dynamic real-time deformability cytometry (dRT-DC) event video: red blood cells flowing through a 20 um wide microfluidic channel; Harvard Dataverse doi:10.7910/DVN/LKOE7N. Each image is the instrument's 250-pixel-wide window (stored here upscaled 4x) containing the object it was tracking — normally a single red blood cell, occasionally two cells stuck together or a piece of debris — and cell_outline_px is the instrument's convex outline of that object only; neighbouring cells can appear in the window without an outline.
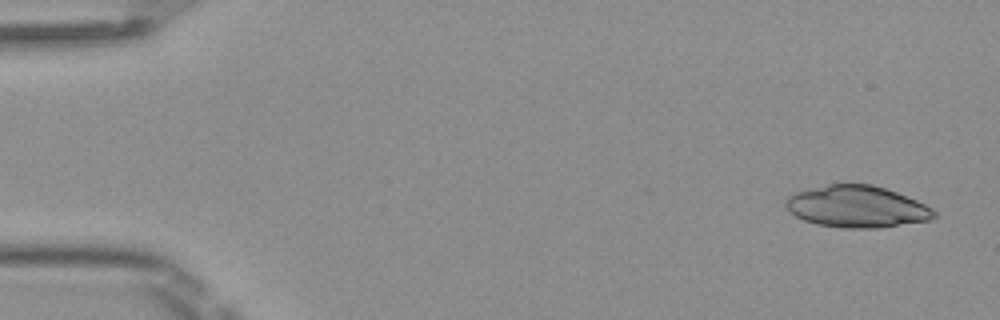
{"species": "Egyptian fruit bat (a non-hibernating species)", "species_latin": "Rousettus aegyptiacus", "temperature_condition": "room temperature", "stored_images_in_passage": 4, "camera_frame_rate_fps": 3000, "um_per_image_px": 0.085, "frame": {"image": 1, "passage_image": 1, "time_ms": 0.0, "image_size_px": [1000, 320], "cell_outline_px": [[936, 216], [928, 220], [880, 228], [844, 228], [816, 224], [804, 220], [788, 212], [784, 204], [784, 200], [788, 196], [796, 192], [828, 184], [872, 184], [896, 192], [916, 200], [932, 208], [936, 212]], "centroid_in_image_um": [72.8, 17.57], "position_along_channel_um": 12.2, "area_um2": 36.07}}